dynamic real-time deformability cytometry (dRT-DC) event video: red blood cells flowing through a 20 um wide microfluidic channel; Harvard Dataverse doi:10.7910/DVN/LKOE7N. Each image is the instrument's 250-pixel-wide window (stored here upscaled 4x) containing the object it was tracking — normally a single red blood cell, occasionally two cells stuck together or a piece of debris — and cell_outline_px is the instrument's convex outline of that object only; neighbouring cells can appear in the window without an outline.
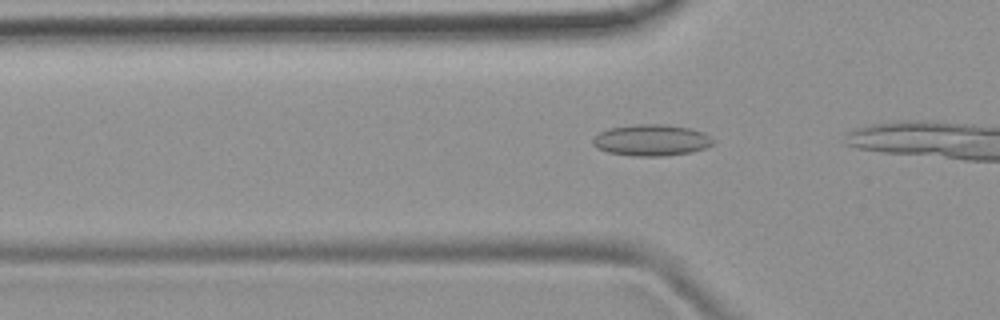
{"species": "common noctule bat (a hibernating species)", "species_latin": "Nyctalus noctula", "temperature_condition": "room temperature", "stored_images_in_passage": 9, "camera_frame_rate_fps": 3000, "um_per_image_px": 0.085, "animal": {"sex": "female", "body_mass_g": 19.9}, "frame": {"image": 1, "passage_image": 6, "time_ms": 1.667, "image_size_px": [1000, 320], "cell_outline_px": [[712, 144], [704, 148], [692, 152], [664, 156], [632, 156], [608, 152], [596, 148], [592, 144], [592, 140], [600, 132], [608, 128], [632, 124], [664, 124], [692, 128], [704, 132], [712, 140]], "centroid_in_image_um": [55.34, 11.91], "position_along_channel_um": 70.5, "area_um2": 22.08}}